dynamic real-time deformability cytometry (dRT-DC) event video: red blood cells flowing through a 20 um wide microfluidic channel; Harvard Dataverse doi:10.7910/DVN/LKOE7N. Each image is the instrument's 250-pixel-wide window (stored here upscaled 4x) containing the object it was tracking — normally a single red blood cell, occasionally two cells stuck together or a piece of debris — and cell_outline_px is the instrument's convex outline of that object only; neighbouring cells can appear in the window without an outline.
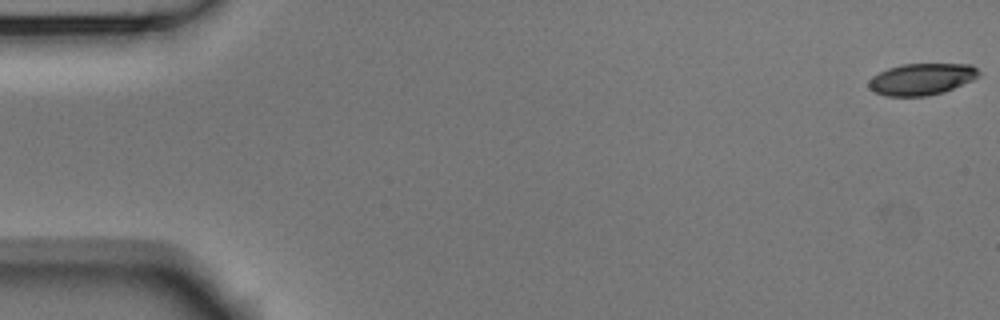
{"species": "Egyptian fruit bat (a non-hibernating species)", "species_latin": "Rousettus aegyptiacus", "temperature_condition": "room temperature", "stored_images_in_passage": 13, "camera_frame_rate_fps": 3000, "um_per_image_px": 0.085, "animal": {"sex": "male"}, "frame": {"image": 1, "passage_image": 1, "time_ms": 0.0, "image_size_px": [1000, 320], "cell_outline_px": [[980, 76], [972, 80], [944, 92], [924, 96], [884, 96], [872, 92], [868, 88], [868, 80], [872, 76], [888, 68], [900, 64], [972, 64], [980, 72]], "centroid_in_image_um": [78.3, 6.73], "position_along_channel_um": 6.7, "area_um2": 20.46}}